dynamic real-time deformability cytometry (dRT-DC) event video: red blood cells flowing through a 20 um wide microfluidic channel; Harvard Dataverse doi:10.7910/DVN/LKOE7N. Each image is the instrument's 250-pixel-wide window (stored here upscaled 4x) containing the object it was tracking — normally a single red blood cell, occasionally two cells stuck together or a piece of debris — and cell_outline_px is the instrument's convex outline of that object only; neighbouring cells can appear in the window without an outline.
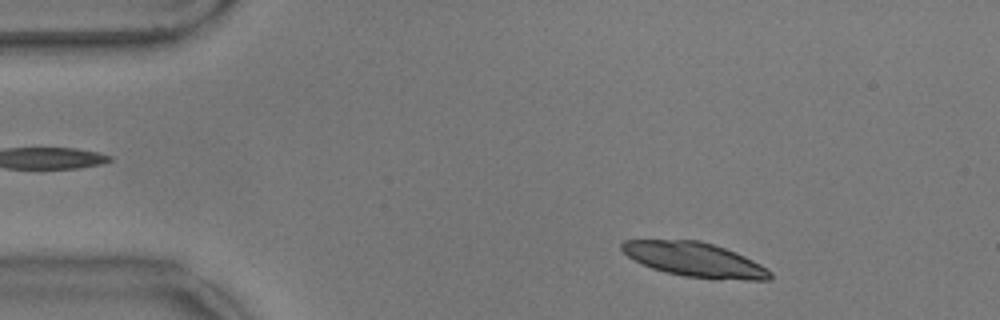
{"species": "common noctule bat (a hibernating species)", "species_latin": "Nyctalus noctula", "temperature_condition": "warm", "stored_images_in_passage": 52, "camera_frame_rate_fps": 3000, "um_per_image_px": 0.085, "animal": {"sex": "male", "body_mass_g": 17.9}, "frame": {"image": 1, "passage_image": 4, "time_ms": 1.0, "image_size_px": [1000, 320], "cell_outline_px": [[772, 276], [768, 280], [716, 280], [684, 276], [664, 272], [652, 268], [632, 260], [620, 248], [620, 244], [624, 240], [700, 240], [736, 252], [768, 268], [772, 272]], "centroid_in_image_um": [59.05, 22.08], "position_along_channel_um": 25.9, "area_um2": 30.0}}